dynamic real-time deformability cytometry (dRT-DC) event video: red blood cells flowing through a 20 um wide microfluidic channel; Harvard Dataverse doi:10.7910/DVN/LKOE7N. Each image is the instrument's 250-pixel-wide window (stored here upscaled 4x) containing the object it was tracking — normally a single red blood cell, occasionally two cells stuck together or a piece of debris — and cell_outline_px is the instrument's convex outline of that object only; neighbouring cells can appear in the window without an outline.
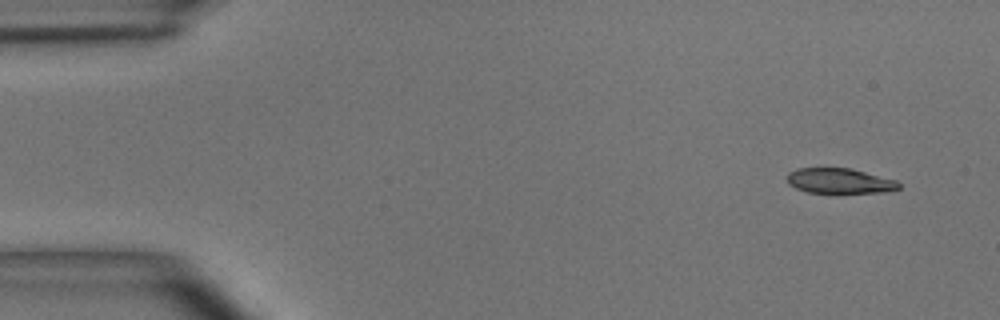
{"species": "common noctule bat (a hibernating species)", "species_latin": "Nyctalus noctula", "temperature_condition": "room temperature", "stored_images_in_passage": 48, "camera_frame_rate_fps": 3000, "um_per_image_px": 0.085, "animal": {"sex": "male", "body_mass_g": 15.6}, "frame": {"image": 1, "passage_image": 1, "time_ms": 0.0, "image_size_px": [1000, 320], "cell_outline_px": [[900, 188], [884, 192], [808, 192], [796, 188], [788, 184], [788, 172], [796, 168], [852, 168], [896, 180], [900, 184]], "centroid_in_image_um": [71.36, 15.36], "position_along_channel_um": 13.6, "area_um2": 16.24}}
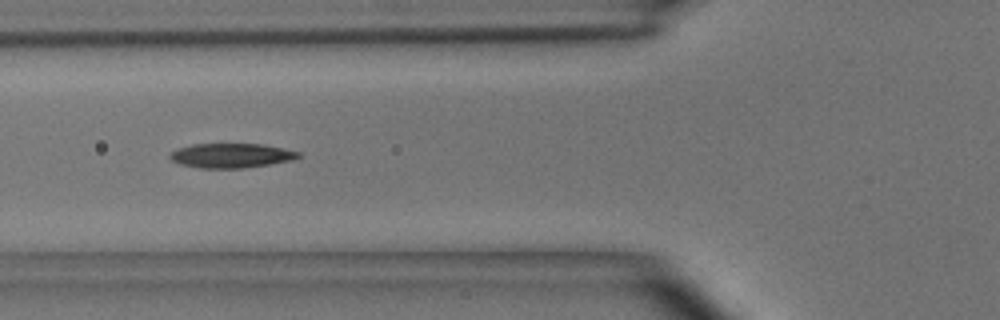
{"frame": {"image": 2, "passage_image": 16, "time_ms": 5.0, "image_size_px": [1000, 320], "cell_outline_px": [[304, 156], [292, 160], [272, 164], [244, 168], [200, 168], [180, 164], [172, 160], [168, 156], [172, 152], [180, 148], [192, 144], [264, 144], [300, 152]], "centroid_in_image_um": [19.71, 13.23], "position_along_channel_um": 106.1, "area_um2": 18.38}}
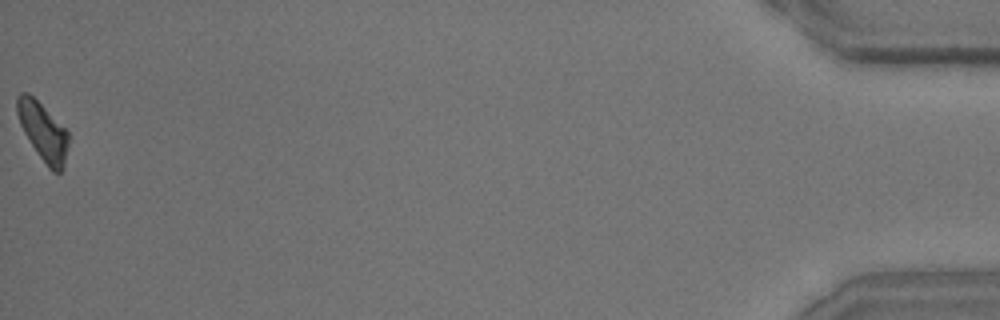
{"frame": {"image": 3, "passage_image": 48, "time_ms": 15.667, "image_size_px": [1000, 320], "cell_outline_px": [[68, 144], [64, 168], [60, 172], [52, 172], [48, 168], [36, 152], [24, 132], [20, 124], [16, 112], [16, 96], [20, 92], [28, 92], [68, 132]], "centroid_in_image_um": [3.63, 11.2], "position_along_channel_um": 431.6, "area_um2": 17.17}, "authors_computed_cell_mechanics": {"area_um2": 18.3515, "velocity_mm_per_s": 3.9569, "shape_relaxation_time_tau1_ms": 4.6457, "shape_relaxation_time_tau2_ms": 4.6167, "deformation_change_tau1": 0.1424, "deformation_change_tau2": 0.1215}}